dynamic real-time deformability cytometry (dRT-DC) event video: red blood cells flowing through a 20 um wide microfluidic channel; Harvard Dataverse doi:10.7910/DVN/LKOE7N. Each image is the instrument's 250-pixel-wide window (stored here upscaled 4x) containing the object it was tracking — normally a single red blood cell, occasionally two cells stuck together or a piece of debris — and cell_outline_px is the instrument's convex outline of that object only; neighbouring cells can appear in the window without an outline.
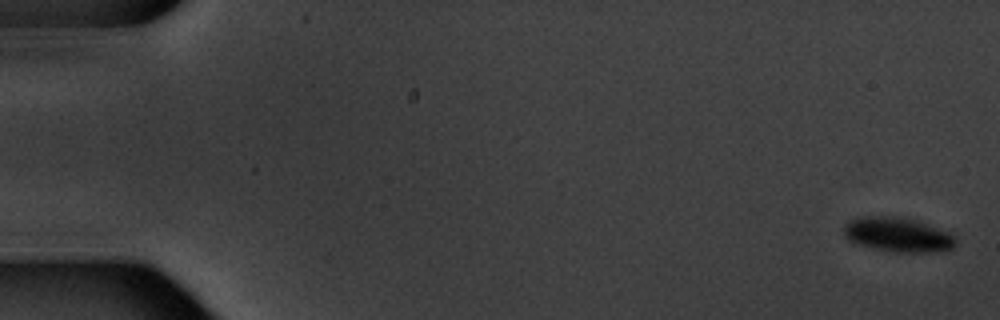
{"species": "common noctule bat (a hibernating species)", "species_latin": "Nyctalus noctula", "temperature_condition": "warm", "stored_images_in_passage": 5, "camera_frame_rate_fps": 3000, "um_per_image_px": 0.085, "animal": {"sex": "male", "body_mass_g": 20.1, "forearm_length_mm": 53.5}, "frame": {"image": 1, "passage_image": 1, "time_ms": 0.0, "image_size_px": [1000, 320], "cell_outline_px": [[956, 244], [952, 248], [928, 252], [896, 252], [876, 248], [860, 244], [848, 240], [844, 236], [844, 224], [860, 216], [904, 216], [928, 224], [948, 232], [956, 240]], "centroid_in_image_um": [76.3, 19.92], "position_along_channel_um": 8.7, "area_um2": 22.31}}
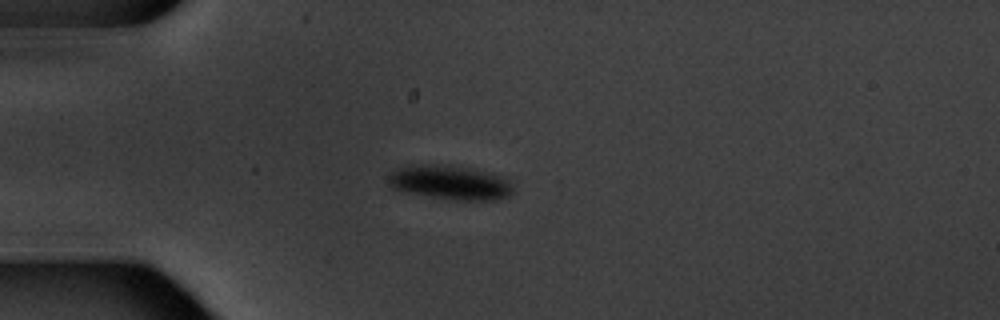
{"frame": {"image": 2, "passage_image": 5, "time_ms": 5.0, "image_size_px": [1000, 320], "cell_outline_px": [[512, 192], [508, 196], [496, 200], [456, 200], [408, 192], [392, 188], [388, 184], [388, 176], [396, 168], [408, 164], [448, 164], [492, 172], [508, 176], [512, 188]], "centroid_in_image_um": [38.28, 15.48], "position_along_channel_um": 46.7, "area_um2": 25.37}}